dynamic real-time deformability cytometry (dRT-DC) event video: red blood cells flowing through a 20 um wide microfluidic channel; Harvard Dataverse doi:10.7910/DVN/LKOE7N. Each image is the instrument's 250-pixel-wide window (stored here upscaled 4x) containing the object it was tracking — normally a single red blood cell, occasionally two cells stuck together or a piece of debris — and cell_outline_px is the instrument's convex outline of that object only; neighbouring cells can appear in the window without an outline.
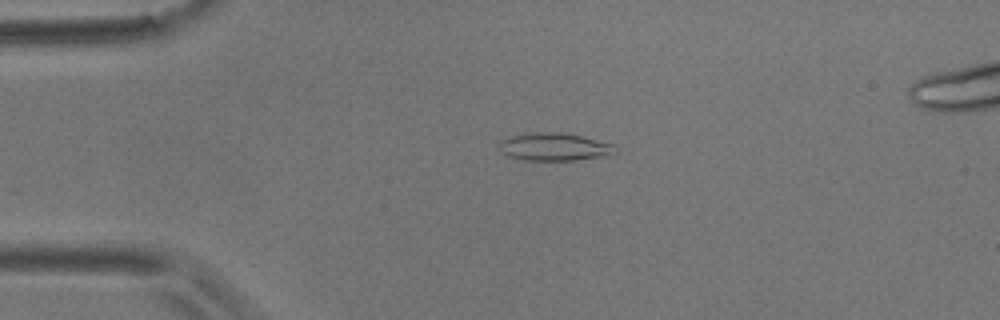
{"species": "common noctule bat (a hibernating species)", "species_latin": "Nyctalus noctula", "temperature_condition": "room temperature", "stored_images_in_passage": 57, "segment_of_instrument_passage": [1, 2], "camera_frame_rate_fps": 3000, "um_per_image_px": 0.085, "animal": {"sex": "male", "body_mass_g": 17.9}, "frame": {"image": 1, "passage_image": 12, "time_ms": 3.667, "image_size_px": [1000, 320], "cell_outline_px": [[620, 152], [600, 156], [576, 160], [524, 160], [508, 156], [500, 152], [496, 148], [496, 144], [500, 140], [512, 136], [536, 132], [560, 132], [580, 136], [612, 144]], "centroid_in_image_um": [47.04, 12.48], "position_along_channel_um": 38.0, "area_um2": 18.79}}
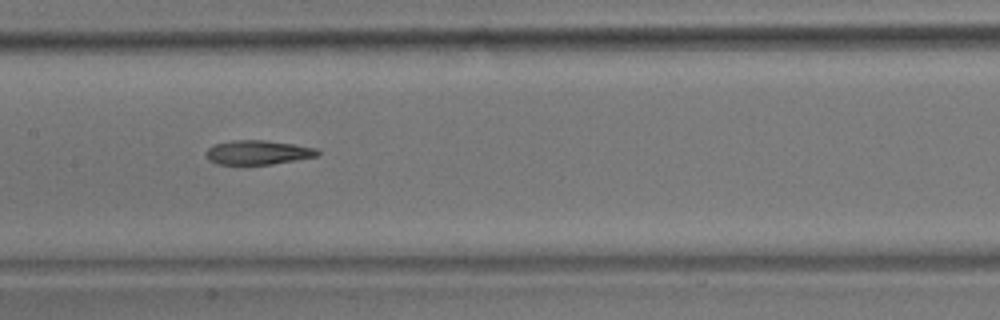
{"frame": {"image": 2, "passage_image": 27, "time_ms": 8.667, "image_size_px": [1000, 320], "cell_outline_px": [[320, 156], [272, 164], [244, 168], [216, 164], [208, 160], [208, 148], [212, 144], [232, 140], [264, 140], [296, 144], [316, 148], [320, 152]], "centroid_in_image_um": [21.9, 13.0], "position_along_channel_um": 185.5, "area_um2": 16.65}}
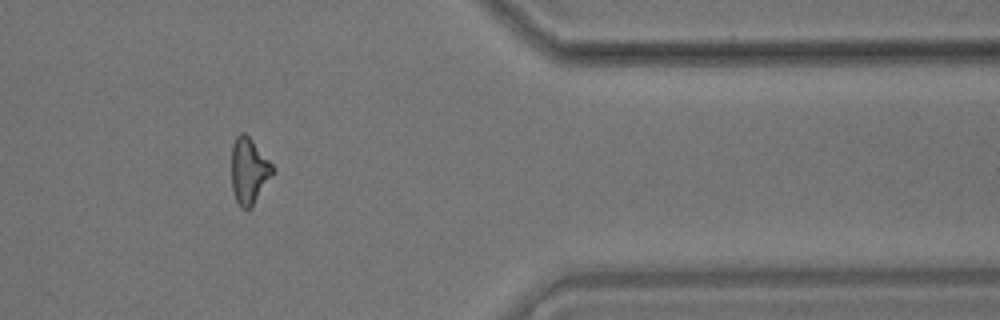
{"frame": {"image": 3, "passage_image": 46, "time_ms": 15.0, "image_size_px": [1000, 320], "cell_outline_px": [[276, 172], [252, 204], [248, 208], [240, 208], [236, 200], [232, 188], [232, 144], [236, 136], [240, 132], [244, 132], [252, 140], [276, 168]], "centroid_in_image_um": [21.18, 14.49], "position_along_channel_um": 390.2, "area_um2": 15.78}}